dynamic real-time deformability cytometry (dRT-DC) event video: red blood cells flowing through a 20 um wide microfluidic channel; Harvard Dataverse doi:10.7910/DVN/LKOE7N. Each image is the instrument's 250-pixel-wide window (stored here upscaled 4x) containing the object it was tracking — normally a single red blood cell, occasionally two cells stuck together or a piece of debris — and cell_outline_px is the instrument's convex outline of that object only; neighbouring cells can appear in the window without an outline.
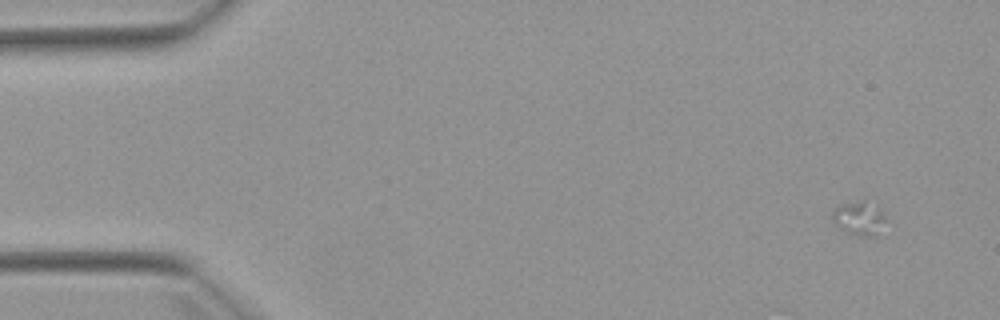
{"species": "Egyptian fruit bat (a non-hibernating species)", "species_latin": "Rousettus aegyptiacus", "temperature_condition": "warm", "stored_images_in_passage": 7, "camera_frame_rate_fps": 3000, "um_per_image_px": 0.085, "animal": {"sex": "female"}, "frame": {"image": 1, "passage_image": 2, "time_ms": 1.333, "image_size_px": [1000, 320], "cell_outline_px": [[884, 220], [880, 236], [864, 236], [844, 232], [832, 220], [832, 212], [840, 204], [860, 200], [864, 200], [876, 208], [884, 216]], "centroid_in_image_um": [73.0, 18.58], "position_along_channel_um": 12.0, "area_um2": 10.35}}